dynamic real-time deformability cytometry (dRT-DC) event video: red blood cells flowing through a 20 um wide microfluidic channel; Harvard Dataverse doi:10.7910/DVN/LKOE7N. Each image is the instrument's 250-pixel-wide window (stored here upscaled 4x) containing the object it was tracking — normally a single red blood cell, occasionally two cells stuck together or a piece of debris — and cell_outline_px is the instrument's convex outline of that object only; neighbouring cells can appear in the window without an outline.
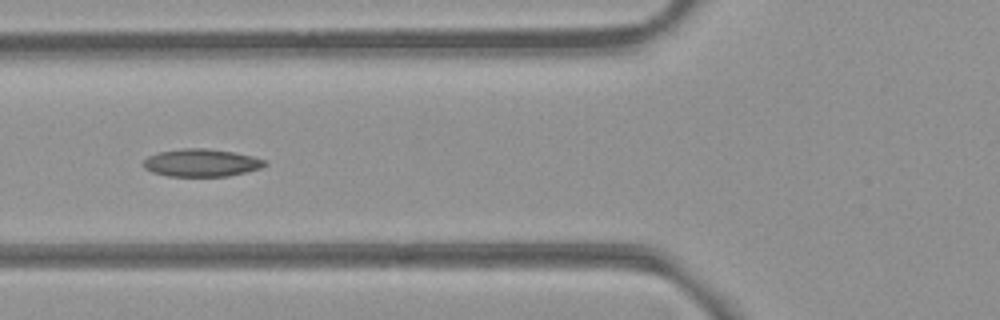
{"species": "common noctule bat (a hibernating species)", "species_latin": "Nyctalus noctula", "temperature_condition": "room temperature", "stored_images_in_passage": 7, "camera_frame_rate_fps": 3000, "um_per_image_px": 0.085, "animal": {"sex": "female", "body_mass_g": 21.9}, "frame": {"image": 1, "passage_image": 5, "time_ms": 1.333, "image_size_px": [1000, 320], "cell_outline_px": [[268, 164], [260, 168], [228, 176], [168, 176], [152, 172], [144, 168], [140, 164], [148, 156], [156, 152], [184, 148], [204, 148], [232, 152], [252, 156], [264, 160]], "centroid_in_image_um": [17.05, 13.83], "position_along_channel_um": 108.7, "area_um2": 19.54}}